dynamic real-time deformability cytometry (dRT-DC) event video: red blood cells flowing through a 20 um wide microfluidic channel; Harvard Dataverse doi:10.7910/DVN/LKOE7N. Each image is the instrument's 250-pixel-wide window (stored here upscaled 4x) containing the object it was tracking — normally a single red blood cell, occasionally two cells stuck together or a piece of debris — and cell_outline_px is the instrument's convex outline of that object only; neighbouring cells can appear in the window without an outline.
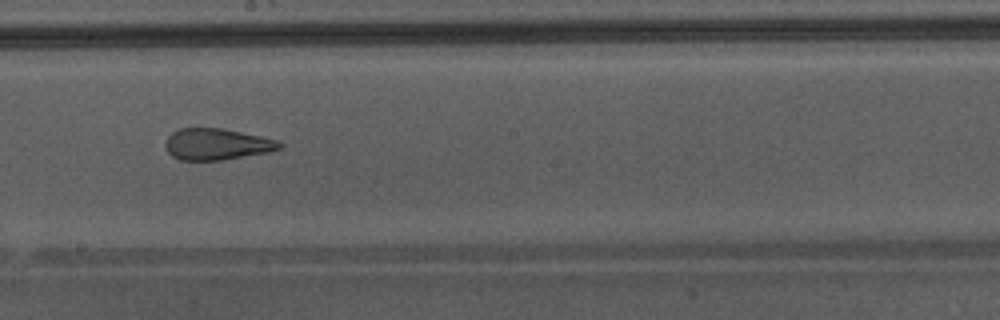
{"species": "Egyptian fruit bat (a non-hibernating species)", "species_latin": "Rousettus aegyptiacus", "temperature_condition": "warm", "stored_images_in_passage": 38, "camera_frame_rate_fps": 3000, "um_per_image_px": 0.085, "animal": {"sex": "male"}, "frame": {"image": 1, "passage_image": 22, "time_ms": 7.0, "image_size_px": [1000, 320], "cell_outline_px": [[284, 144], [280, 148], [268, 152], [220, 160], [180, 160], [172, 156], [168, 152], [164, 144], [168, 136], [172, 132], [180, 128], [224, 128], [260, 136], [276, 140]], "centroid_in_image_um": [18.4, 12.25], "position_along_channel_um": 229.8, "area_um2": 20.81}}